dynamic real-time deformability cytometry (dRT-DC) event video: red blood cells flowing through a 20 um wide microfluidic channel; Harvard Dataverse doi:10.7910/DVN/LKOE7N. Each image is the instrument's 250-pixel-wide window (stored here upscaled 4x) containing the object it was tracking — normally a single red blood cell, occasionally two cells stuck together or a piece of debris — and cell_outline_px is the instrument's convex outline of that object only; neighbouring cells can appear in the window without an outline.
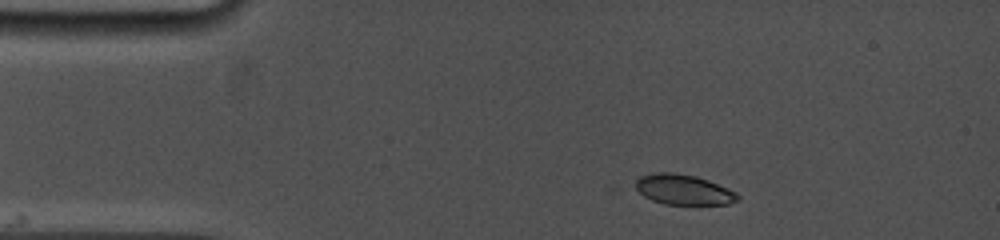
{"species": "common noctule bat (a hibernating species)", "species_latin": "Nyctalus noctula", "temperature_condition": "cold", "stored_images_in_passage": 7, "segment_of_instrument_passage": [1, 2], "camera_frame_rate_fps": 5000, "um_per_image_px": 0.085, "animal": {"sex": "female", "body_mass_g": 19.0, "forearm_length_mm": 53.3}, "frame": {"image": 1, "passage_image": 2, "time_ms": 0.6, "image_size_px": [1000, 240], "cell_outline_px": [[740, 200], [728, 204], [664, 204], [652, 200], [644, 196], [632, 188], [636, 180], [640, 176], [656, 172], [672, 172], [696, 176], [708, 180], [728, 188], [736, 192], [740, 196]], "centroid_in_image_um": [58.07, 16.11], "position_along_channel_um": 26.9, "area_um2": 18.21}}